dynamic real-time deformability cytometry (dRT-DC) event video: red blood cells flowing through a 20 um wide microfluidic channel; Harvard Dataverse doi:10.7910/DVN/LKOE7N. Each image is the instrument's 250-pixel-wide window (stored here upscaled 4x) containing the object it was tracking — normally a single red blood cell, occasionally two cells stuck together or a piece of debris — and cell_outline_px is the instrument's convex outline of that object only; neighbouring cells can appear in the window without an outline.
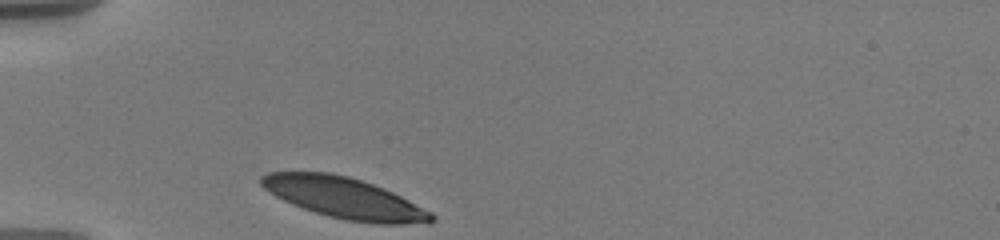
{"species": "human", "species_latin": "Homo sapiens", "temperature_condition": "warm", "stored_images_in_passage": 28, "camera_frame_rate_fps": 3000, "um_per_image_px": 0.085, "donor": {"sex": "male"}, "frame": {"image": 1, "passage_image": 1, "time_ms": 0.0, "image_size_px": [1000, 240], "cell_outline_px": [[436, 220], [404, 224], [372, 224], [348, 220], [328, 216], [292, 204], [268, 192], [260, 184], [260, 176], [268, 172], [328, 172], [348, 176], [384, 188], [432, 212], [436, 216]], "centroid_in_image_um": [29.24, 16.82], "position_along_channel_um": 55.8, "area_um2": 40.29}}
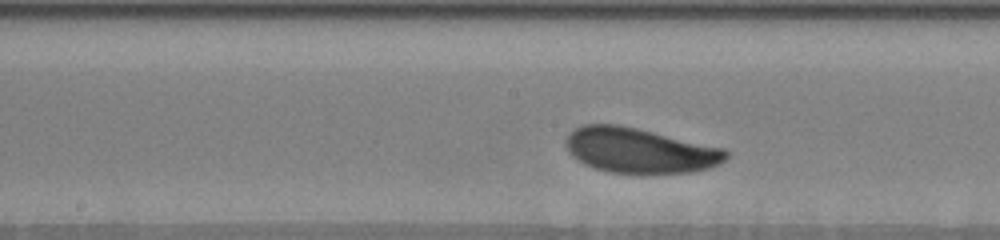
{"frame": {"image": 2, "passage_image": 9, "time_ms": 4.333, "image_size_px": [1000, 240], "cell_outline_px": [[728, 156], [720, 164], [712, 168], [692, 172], [608, 172], [592, 168], [584, 164], [572, 156], [568, 152], [564, 140], [576, 128], [584, 124], [620, 124], [724, 148], [728, 152]], "centroid_in_image_um": [54.36, 12.78], "position_along_channel_um": 193.8, "area_um2": 41.91}}
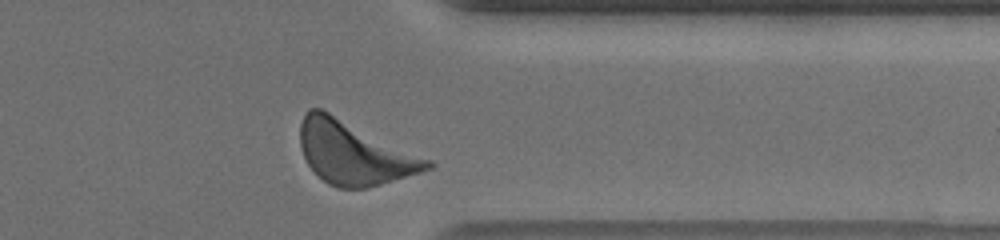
{"frame": {"image": 3, "passage_image": 26, "time_ms": 9.667, "image_size_px": [1000, 240], "cell_outline_px": [[436, 164], [432, 168], [420, 172], [368, 188], [340, 188], [328, 184], [308, 164], [300, 148], [300, 124], [308, 108], [320, 108], [432, 160]], "centroid_in_image_um": [30.11, 13.0], "position_along_channel_um": 381.3, "area_um2": 46.3}, "authors_computed_cell_mechanics": {"area_um2": 41.9628, "velocity_mm_per_s": 3.5543, "shape_relaxation_time_tau1_ms": 0.8294, "shape_relaxation_time_tau2_ms": null, "deformation_change_tau1": 0.061, "deformation_change_tau2": null}}